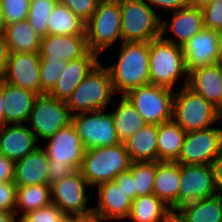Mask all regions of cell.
I'll return each instance as SVG.
<instances>
[{
	"label": "cell",
	"mask_w": 222,
	"mask_h": 222,
	"mask_svg": "<svg viewBox=\"0 0 222 222\" xmlns=\"http://www.w3.org/2000/svg\"><path fill=\"white\" fill-rule=\"evenodd\" d=\"M117 48V60L104 64L117 96L150 84L149 42H122Z\"/></svg>",
	"instance_id": "6da1fadb"
},
{
	"label": "cell",
	"mask_w": 222,
	"mask_h": 222,
	"mask_svg": "<svg viewBox=\"0 0 222 222\" xmlns=\"http://www.w3.org/2000/svg\"><path fill=\"white\" fill-rule=\"evenodd\" d=\"M149 57L150 84L174 91L188 84V70L182 46L160 36L149 42Z\"/></svg>",
	"instance_id": "7a4b0ae2"
},
{
	"label": "cell",
	"mask_w": 222,
	"mask_h": 222,
	"mask_svg": "<svg viewBox=\"0 0 222 222\" xmlns=\"http://www.w3.org/2000/svg\"><path fill=\"white\" fill-rule=\"evenodd\" d=\"M113 95L117 96L109 71L100 61L72 92L66 104L72 116L78 113L108 110L107 107L110 108L115 101Z\"/></svg>",
	"instance_id": "3957f363"
},
{
	"label": "cell",
	"mask_w": 222,
	"mask_h": 222,
	"mask_svg": "<svg viewBox=\"0 0 222 222\" xmlns=\"http://www.w3.org/2000/svg\"><path fill=\"white\" fill-rule=\"evenodd\" d=\"M175 91L172 120L186 133L207 129L222 122L216 107L187 85Z\"/></svg>",
	"instance_id": "277c9868"
},
{
	"label": "cell",
	"mask_w": 222,
	"mask_h": 222,
	"mask_svg": "<svg viewBox=\"0 0 222 222\" xmlns=\"http://www.w3.org/2000/svg\"><path fill=\"white\" fill-rule=\"evenodd\" d=\"M85 32L88 49L100 57L110 47L121 44L120 0H100L93 16L85 24Z\"/></svg>",
	"instance_id": "5b68a950"
},
{
	"label": "cell",
	"mask_w": 222,
	"mask_h": 222,
	"mask_svg": "<svg viewBox=\"0 0 222 222\" xmlns=\"http://www.w3.org/2000/svg\"><path fill=\"white\" fill-rule=\"evenodd\" d=\"M132 161L124 143L85 150L80 171L94 189L97 185L113 181L122 172L129 170Z\"/></svg>",
	"instance_id": "8992f818"
},
{
	"label": "cell",
	"mask_w": 222,
	"mask_h": 222,
	"mask_svg": "<svg viewBox=\"0 0 222 222\" xmlns=\"http://www.w3.org/2000/svg\"><path fill=\"white\" fill-rule=\"evenodd\" d=\"M122 42H150L161 36V13L144 0H120Z\"/></svg>",
	"instance_id": "52a82bcc"
},
{
	"label": "cell",
	"mask_w": 222,
	"mask_h": 222,
	"mask_svg": "<svg viewBox=\"0 0 222 222\" xmlns=\"http://www.w3.org/2000/svg\"><path fill=\"white\" fill-rule=\"evenodd\" d=\"M71 119L72 115L66 102L49 93H43L37 95L26 125L42 143L60 128L69 125Z\"/></svg>",
	"instance_id": "ba28073f"
},
{
	"label": "cell",
	"mask_w": 222,
	"mask_h": 222,
	"mask_svg": "<svg viewBox=\"0 0 222 222\" xmlns=\"http://www.w3.org/2000/svg\"><path fill=\"white\" fill-rule=\"evenodd\" d=\"M174 90L147 84L132 89L124 96L146 123L159 125L172 120Z\"/></svg>",
	"instance_id": "9c48e42d"
},
{
	"label": "cell",
	"mask_w": 222,
	"mask_h": 222,
	"mask_svg": "<svg viewBox=\"0 0 222 222\" xmlns=\"http://www.w3.org/2000/svg\"><path fill=\"white\" fill-rule=\"evenodd\" d=\"M71 123L85 150L120 143L115 132L113 116L109 110L75 114L72 116Z\"/></svg>",
	"instance_id": "30bf717a"
},
{
	"label": "cell",
	"mask_w": 222,
	"mask_h": 222,
	"mask_svg": "<svg viewBox=\"0 0 222 222\" xmlns=\"http://www.w3.org/2000/svg\"><path fill=\"white\" fill-rule=\"evenodd\" d=\"M91 189L93 190L81 171L76 170L68 177L51 185V202L64 215L85 214L93 210V205H89L91 204L89 195Z\"/></svg>",
	"instance_id": "8fae6325"
},
{
	"label": "cell",
	"mask_w": 222,
	"mask_h": 222,
	"mask_svg": "<svg viewBox=\"0 0 222 222\" xmlns=\"http://www.w3.org/2000/svg\"><path fill=\"white\" fill-rule=\"evenodd\" d=\"M203 130L186 133L179 158V164H211L222 149V123Z\"/></svg>",
	"instance_id": "7c38bea8"
},
{
	"label": "cell",
	"mask_w": 222,
	"mask_h": 222,
	"mask_svg": "<svg viewBox=\"0 0 222 222\" xmlns=\"http://www.w3.org/2000/svg\"><path fill=\"white\" fill-rule=\"evenodd\" d=\"M217 194L210 164H180L178 208L183 204L211 198Z\"/></svg>",
	"instance_id": "4fadbf2b"
},
{
	"label": "cell",
	"mask_w": 222,
	"mask_h": 222,
	"mask_svg": "<svg viewBox=\"0 0 222 222\" xmlns=\"http://www.w3.org/2000/svg\"><path fill=\"white\" fill-rule=\"evenodd\" d=\"M40 146L45 150L49 162H64L75 170L80 169L85 149L72 123L60 128Z\"/></svg>",
	"instance_id": "5bb4252c"
},
{
	"label": "cell",
	"mask_w": 222,
	"mask_h": 222,
	"mask_svg": "<svg viewBox=\"0 0 222 222\" xmlns=\"http://www.w3.org/2000/svg\"><path fill=\"white\" fill-rule=\"evenodd\" d=\"M3 81L36 94H43L40 83L39 53L10 52L5 70L0 77Z\"/></svg>",
	"instance_id": "9a60e30c"
},
{
	"label": "cell",
	"mask_w": 222,
	"mask_h": 222,
	"mask_svg": "<svg viewBox=\"0 0 222 222\" xmlns=\"http://www.w3.org/2000/svg\"><path fill=\"white\" fill-rule=\"evenodd\" d=\"M168 15L172 16L161 18V37L175 45L183 46L204 29L203 12L197 7L187 5Z\"/></svg>",
	"instance_id": "2e32d148"
},
{
	"label": "cell",
	"mask_w": 222,
	"mask_h": 222,
	"mask_svg": "<svg viewBox=\"0 0 222 222\" xmlns=\"http://www.w3.org/2000/svg\"><path fill=\"white\" fill-rule=\"evenodd\" d=\"M219 32L204 28L183 46V55L188 73L196 68L212 65L220 59Z\"/></svg>",
	"instance_id": "e0dca14e"
},
{
	"label": "cell",
	"mask_w": 222,
	"mask_h": 222,
	"mask_svg": "<svg viewBox=\"0 0 222 222\" xmlns=\"http://www.w3.org/2000/svg\"><path fill=\"white\" fill-rule=\"evenodd\" d=\"M94 190L98 193V199L97 205H93V210L106 221L122 222L128 218L132 200L114 181L101 183Z\"/></svg>",
	"instance_id": "ac0fdd59"
},
{
	"label": "cell",
	"mask_w": 222,
	"mask_h": 222,
	"mask_svg": "<svg viewBox=\"0 0 222 222\" xmlns=\"http://www.w3.org/2000/svg\"><path fill=\"white\" fill-rule=\"evenodd\" d=\"M102 57L90 50L82 57L68 61L50 95L66 102L72 92L88 76Z\"/></svg>",
	"instance_id": "d6986e66"
},
{
	"label": "cell",
	"mask_w": 222,
	"mask_h": 222,
	"mask_svg": "<svg viewBox=\"0 0 222 222\" xmlns=\"http://www.w3.org/2000/svg\"><path fill=\"white\" fill-rule=\"evenodd\" d=\"M89 51L86 35H47L41 38L40 60L71 61Z\"/></svg>",
	"instance_id": "ffe728a7"
},
{
	"label": "cell",
	"mask_w": 222,
	"mask_h": 222,
	"mask_svg": "<svg viewBox=\"0 0 222 222\" xmlns=\"http://www.w3.org/2000/svg\"><path fill=\"white\" fill-rule=\"evenodd\" d=\"M40 145L26 124H5L0 127V154L14 161L25 157Z\"/></svg>",
	"instance_id": "44dd1931"
},
{
	"label": "cell",
	"mask_w": 222,
	"mask_h": 222,
	"mask_svg": "<svg viewBox=\"0 0 222 222\" xmlns=\"http://www.w3.org/2000/svg\"><path fill=\"white\" fill-rule=\"evenodd\" d=\"M2 94L4 99V125L26 124L38 94L28 89L13 86L3 80Z\"/></svg>",
	"instance_id": "7402d4cb"
},
{
	"label": "cell",
	"mask_w": 222,
	"mask_h": 222,
	"mask_svg": "<svg viewBox=\"0 0 222 222\" xmlns=\"http://www.w3.org/2000/svg\"><path fill=\"white\" fill-rule=\"evenodd\" d=\"M49 159L39 146L25 157L15 161L14 183L16 186L48 184Z\"/></svg>",
	"instance_id": "603a6c76"
},
{
	"label": "cell",
	"mask_w": 222,
	"mask_h": 222,
	"mask_svg": "<svg viewBox=\"0 0 222 222\" xmlns=\"http://www.w3.org/2000/svg\"><path fill=\"white\" fill-rule=\"evenodd\" d=\"M187 86L216 107L222 93V67L215 63L191 70Z\"/></svg>",
	"instance_id": "cb8c5ba5"
},
{
	"label": "cell",
	"mask_w": 222,
	"mask_h": 222,
	"mask_svg": "<svg viewBox=\"0 0 222 222\" xmlns=\"http://www.w3.org/2000/svg\"><path fill=\"white\" fill-rule=\"evenodd\" d=\"M180 185V164L170 161H156L153 194L175 211L178 208Z\"/></svg>",
	"instance_id": "d4e9b609"
},
{
	"label": "cell",
	"mask_w": 222,
	"mask_h": 222,
	"mask_svg": "<svg viewBox=\"0 0 222 222\" xmlns=\"http://www.w3.org/2000/svg\"><path fill=\"white\" fill-rule=\"evenodd\" d=\"M157 133L158 125L146 123L123 142L132 162L158 161Z\"/></svg>",
	"instance_id": "484cf974"
},
{
	"label": "cell",
	"mask_w": 222,
	"mask_h": 222,
	"mask_svg": "<svg viewBox=\"0 0 222 222\" xmlns=\"http://www.w3.org/2000/svg\"><path fill=\"white\" fill-rule=\"evenodd\" d=\"M115 101H117L115 104L112 103L113 109L111 107L109 111L113 116L116 135L119 141L123 143L140 130L146 122L125 96H116Z\"/></svg>",
	"instance_id": "4316f807"
},
{
	"label": "cell",
	"mask_w": 222,
	"mask_h": 222,
	"mask_svg": "<svg viewBox=\"0 0 222 222\" xmlns=\"http://www.w3.org/2000/svg\"><path fill=\"white\" fill-rule=\"evenodd\" d=\"M175 212L184 222H222V195L183 204Z\"/></svg>",
	"instance_id": "83f0119b"
},
{
	"label": "cell",
	"mask_w": 222,
	"mask_h": 222,
	"mask_svg": "<svg viewBox=\"0 0 222 222\" xmlns=\"http://www.w3.org/2000/svg\"><path fill=\"white\" fill-rule=\"evenodd\" d=\"M3 35L10 52L39 53L42 37L27 20L6 24Z\"/></svg>",
	"instance_id": "f1b7e54d"
},
{
	"label": "cell",
	"mask_w": 222,
	"mask_h": 222,
	"mask_svg": "<svg viewBox=\"0 0 222 222\" xmlns=\"http://www.w3.org/2000/svg\"><path fill=\"white\" fill-rule=\"evenodd\" d=\"M185 136L186 132L173 120L160 123L157 133L158 161L176 162Z\"/></svg>",
	"instance_id": "f546056e"
},
{
	"label": "cell",
	"mask_w": 222,
	"mask_h": 222,
	"mask_svg": "<svg viewBox=\"0 0 222 222\" xmlns=\"http://www.w3.org/2000/svg\"><path fill=\"white\" fill-rule=\"evenodd\" d=\"M173 211L155 194L138 196L132 201L129 222H164Z\"/></svg>",
	"instance_id": "4dcf8cb0"
},
{
	"label": "cell",
	"mask_w": 222,
	"mask_h": 222,
	"mask_svg": "<svg viewBox=\"0 0 222 222\" xmlns=\"http://www.w3.org/2000/svg\"><path fill=\"white\" fill-rule=\"evenodd\" d=\"M51 203V186L48 184L16 187L15 214L19 218L29 212L46 207Z\"/></svg>",
	"instance_id": "1f68e13d"
},
{
	"label": "cell",
	"mask_w": 222,
	"mask_h": 222,
	"mask_svg": "<svg viewBox=\"0 0 222 222\" xmlns=\"http://www.w3.org/2000/svg\"><path fill=\"white\" fill-rule=\"evenodd\" d=\"M48 35H86L85 23L58 2L47 20Z\"/></svg>",
	"instance_id": "d6a6232c"
},
{
	"label": "cell",
	"mask_w": 222,
	"mask_h": 222,
	"mask_svg": "<svg viewBox=\"0 0 222 222\" xmlns=\"http://www.w3.org/2000/svg\"><path fill=\"white\" fill-rule=\"evenodd\" d=\"M132 174L138 196L153 194V184L156 174V161L132 162L129 168Z\"/></svg>",
	"instance_id": "836d02e7"
},
{
	"label": "cell",
	"mask_w": 222,
	"mask_h": 222,
	"mask_svg": "<svg viewBox=\"0 0 222 222\" xmlns=\"http://www.w3.org/2000/svg\"><path fill=\"white\" fill-rule=\"evenodd\" d=\"M58 0H30L27 21L41 36L48 35L47 20Z\"/></svg>",
	"instance_id": "e575fe53"
},
{
	"label": "cell",
	"mask_w": 222,
	"mask_h": 222,
	"mask_svg": "<svg viewBox=\"0 0 222 222\" xmlns=\"http://www.w3.org/2000/svg\"><path fill=\"white\" fill-rule=\"evenodd\" d=\"M68 61L65 60H40V83L41 90L49 93L57 83Z\"/></svg>",
	"instance_id": "d590c367"
},
{
	"label": "cell",
	"mask_w": 222,
	"mask_h": 222,
	"mask_svg": "<svg viewBox=\"0 0 222 222\" xmlns=\"http://www.w3.org/2000/svg\"><path fill=\"white\" fill-rule=\"evenodd\" d=\"M5 24L27 20L30 0H0Z\"/></svg>",
	"instance_id": "8d00e7d4"
},
{
	"label": "cell",
	"mask_w": 222,
	"mask_h": 222,
	"mask_svg": "<svg viewBox=\"0 0 222 222\" xmlns=\"http://www.w3.org/2000/svg\"><path fill=\"white\" fill-rule=\"evenodd\" d=\"M64 213L54 204L29 212L20 218V222H60Z\"/></svg>",
	"instance_id": "74e56055"
},
{
	"label": "cell",
	"mask_w": 222,
	"mask_h": 222,
	"mask_svg": "<svg viewBox=\"0 0 222 222\" xmlns=\"http://www.w3.org/2000/svg\"><path fill=\"white\" fill-rule=\"evenodd\" d=\"M67 6L85 24L93 16L100 0H58Z\"/></svg>",
	"instance_id": "f35d334b"
},
{
	"label": "cell",
	"mask_w": 222,
	"mask_h": 222,
	"mask_svg": "<svg viewBox=\"0 0 222 222\" xmlns=\"http://www.w3.org/2000/svg\"><path fill=\"white\" fill-rule=\"evenodd\" d=\"M202 12L204 28L216 31L222 28V0H213Z\"/></svg>",
	"instance_id": "ab89813d"
},
{
	"label": "cell",
	"mask_w": 222,
	"mask_h": 222,
	"mask_svg": "<svg viewBox=\"0 0 222 222\" xmlns=\"http://www.w3.org/2000/svg\"><path fill=\"white\" fill-rule=\"evenodd\" d=\"M16 187L14 182H0V212L15 213Z\"/></svg>",
	"instance_id": "60d3db41"
},
{
	"label": "cell",
	"mask_w": 222,
	"mask_h": 222,
	"mask_svg": "<svg viewBox=\"0 0 222 222\" xmlns=\"http://www.w3.org/2000/svg\"><path fill=\"white\" fill-rule=\"evenodd\" d=\"M76 170L68 163L49 162L48 166V185L51 186L57 181L68 177Z\"/></svg>",
	"instance_id": "b9f144b4"
},
{
	"label": "cell",
	"mask_w": 222,
	"mask_h": 222,
	"mask_svg": "<svg viewBox=\"0 0 222 222\" xmlns=\"http://www.w3.org/2000/svg\"><path fill=\"white\" fill-rule=\"evenodd\" d=\"M147 2L157 13H165V15L174 11H177L181 8H184L188 5V0H144ZM158 10V11H157ZM165 11V12H164Z\"/></svg>",
	"instance_id": "7bdbcfd3"
},
{
	"label": "cell",
	"mask_w": 222,
	"mask_h": 222,
	"mask_svg": "<svg viewBox=\"0 0 222 222\" xmlns=\"http://www.w3.org/2000/svg\"><path fill=\"white\" fill-rule=\"evenodd\" d=\"M113 181L127 194L132 201L137 197L134 180L129 170L117 175Z\"/></svg>",
	"instance_id": "ee69618b"
},
{
	"label": "cell",
	"mask_w": 222,
	"mask_h": 222,
	"mask_svg": "<svg viewBox=\"0 0 222 222\" xmlns=\"http://www.w3.org/2000/svg\"><path fill=\"white\" fill-rule=\"evenodd\" d=\"M15 161L0 154V182L14 181Z\"/></svg>",
	"instance_id": "f6af8a7d"
},
{
	"label": "cell",
	"mask_w": 222,
	"mask_h": 222,
	"mask_svg": "<svg viewBox=\"0 0 222 222\" xmlns=\"http://www.w3.org/2000/svg\"><path fill=\"white\" fill-rule=\"evenodd\" d=\"M214 185L218 194L222 195V149L211 162Z\"/></svg>",
	"instance_id": "bcb514c9"
},
{
	"label": "cell",
	"mask_w": 222,
	"mask_h": 222,
	"mask_svg": "<svg viewBox=\"0 0 222 222\" xmlns=\"http://www.w3.org/2000/svg\"><path fill=\"white\" fill-rule=\"evenodd\" d=\"M10 50L3 34H0V77L2 76L7 65Z\"/></svg>",
	"instance_id": "7dc6e473"
},
{
	"label": "cell",
	"mask_w": 222,
	"mask_h": 222,
	"mask_svg": "<svg viewBox=\"0 0 222 222\" xmlns=\"http://www.w3.org/2000/svg\"><path fill=\"white\" fill-rule=\"evenodd\" d=\"M106 220L96 211L77 215V222H105Z\"/></svg>",
	"instance_id": "c3c4849f"
},
{
	"label": "cell",
	"mask_w": 222,
	"mask_h": 222,
	"mask_svg": "<svg viewBox=\"0 0 222 222\" xmlns=\"http://www.w3.org/2000/svg\"><path fill=\"white\" fill-rule=\"evenodd\" d=\"M0 222H20V218L15 213L0 212Z\"/></svg>",
	"instance_id": "681fc988"
},
{
	"label": "cell",
	"mask_w": 222,
	"mask_h": 222,
	"mask_svg": "<svg viewBox=\"0 0 222 222\" xmlns=\"http://www.w3.org/2000/svg\"><path fill=\"white\" fill-rule=\"evenodd\" d=\"M213 0H188V5L203 9L208 6Z\"/></svg>",
	"instance_id": "f907efd6"
},
{
	"label": "cell",
	"mask_w": 222,
	"mask_h": 222,
	"mask_svg": "<svg viewBox=\"0 0 222 222\" xmlns=\"http://www.w3.org/2000/svg\"><path fill=\"white\" fill-rule=\"evenodd\" d=\"M4 125V99L2 94V79L0 78V127Z\"/></svg>",
	"instance_id": "816d5d0a"
},
{
	"label": "cell",
	"mask_w": 222,
	"mask_h": 222,
	"mask_svg": "<svg viewBox=\"0 0 222 222\" xmlns=\"http://www.w3.org/2000/svg\"><path fill=\"white\" fill-rule=\"evenodd\" d=\"M164 222H184L181 217L173 211L165 220Z\"/></svg>",
	"instance_id": "f5cc1de1"
},
{
	"label": "cell",
	"mask_w": 222,
	"mask_h": 222,
	"mask_svg": "<svg viewBox=\"0 0 222 222\" xmlns=\"http://www.w3.org/2000/svg\"><path fill=\"white\" fill-rule=\"evenodd\" d=\"M60 222H77V215H64Z\"/></svg>",
	"instance_id": "db71d44e"
},
{
	"label": "cell",
	"mask_w": 222,
	"mask_h": 222,
	"mask_svg": "<svg viewBox=\"0 0 222 222\" xmlns=\"http://www.w3.org/2000/svg\"><path fill=\"white\" fill-rule=\"evenodd\" d=\"M5 22L3 20V10H2V6L0 3V34H3L4 29H5Z\"/></svg>",
	"instance_id": "11a10c76"
},
{
	"label": "cell",
	"mask_w": 222,
	"mask_h": 222,
	"mask_svg": "<svg viewBox=\"0 0 222 222\" xmlns=\"http://www.w3.org/2000/svg\"><path fill=\"white\" fill-rule=\"evenodd\" d=\"M216 109L219 115L222 117V93H221L220 103L216 106Z\"/></svg>",
	"instance_id": "9f6ffc18"
},
{
	"label": "cell",
	"mask_w": 222,
	"mask_h": 222,
	"mask_svg": "<svg viewBox=\"0 0 222 222\" xmlns=\"http://www.w3.org/2000/svg\"><path fill=\"white\" fill-rule=\"evenodd\" d=\"M218 63L222 67V43H221V46H220V59H219Z\"/></svg>",
	"instance_id": "6f0895ef"
},
{
	"label": "cell",
	"mask_w": 222,
	"mask_h": 222,
	"mask_svg": "<svg viewBox=\"0 0 222 222\" xmlns=\"http://www.w3.org/2000/svg\"><path fill=\"white\" fill-rule=\"evenodd\" d=\"M218 32H219L220 42L222 43V28Z\"/></svg>",
	"instance_id": "680465c9"
}]
</instances>
